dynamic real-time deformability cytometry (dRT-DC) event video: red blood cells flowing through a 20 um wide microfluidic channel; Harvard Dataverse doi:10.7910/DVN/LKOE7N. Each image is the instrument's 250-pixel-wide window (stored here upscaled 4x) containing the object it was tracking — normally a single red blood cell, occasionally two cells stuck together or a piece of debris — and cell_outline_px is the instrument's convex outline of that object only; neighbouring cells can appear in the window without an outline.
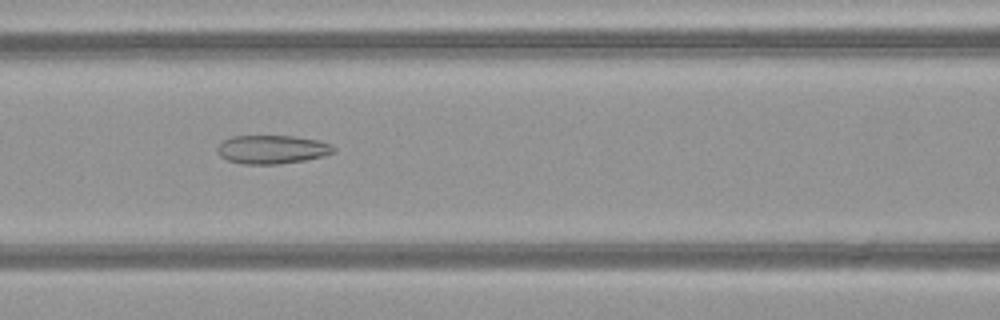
{"species": "common noctule bat (a hibernating species)", "species_latin": "Nyctalus noctula", "temperature_condition": "warm", "stored_images_in_passage": 51, "camera_frame_rate_fps": 3000, "um_per_image_px": 0.085, "animal": {"sex": "female", "body_mass_g": 21.9}, "frame": {"image": 1, "passage_image": 23, "time_ms": 7.333, "image_size_px": [1000, 320], "cell_outline_px": [[336, 152], [324, 156], [304, 160], [276, 164], [244, 164], [228, 160], [220, 156], [216, 148], [224, 140], [232, 136], [292, 136], [320, 140], [332, 144], [336, 148]], "centroid_in_image_um": [23.17, 12.7], "position_along_channel_um": 143.4, "area_um2": 19.42}}
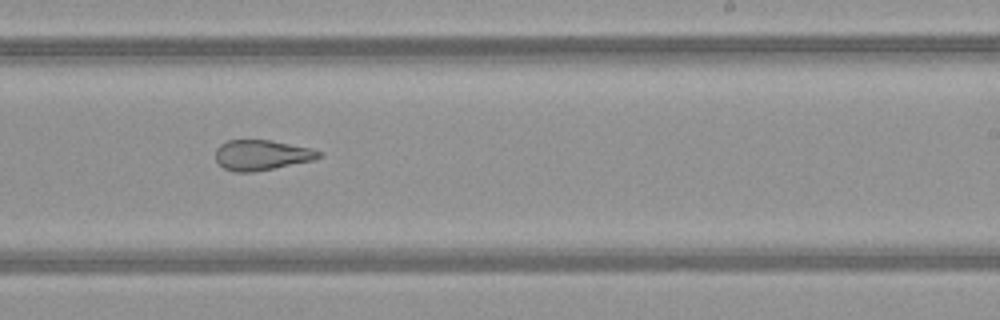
{"frame": {"image": 2, "passage_image": 32, "time_ms": 10.333, "image_size_px": [1000, 320], "cell_outline_px": [[324, 156], [312, 160], [252, 172], [232, 172], [224, 168], [216, 160], [216, 148], [220, 144], [228, 140], [272, 140], [312, 148], [324, 152]], "centroid_in_image_um": [22.26, 13.17], "position_along_channel_um": 266.7, "area_um2": 18.26}}
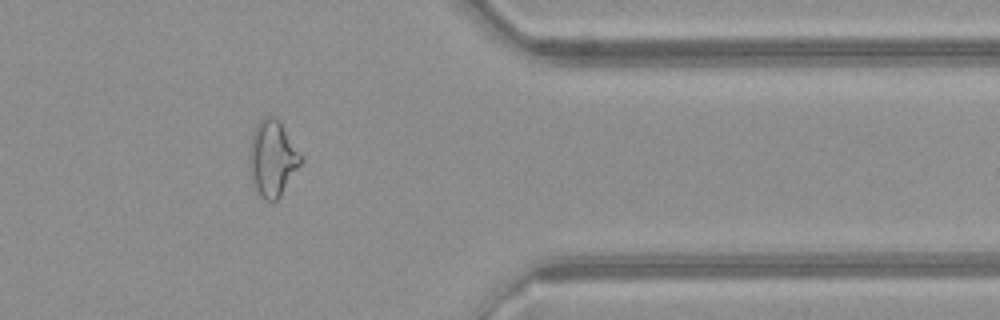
{"frame": {"image": 3, "passage_image": 42, "time_ms": 13.667, "image_size_px": [1000, 320], "cell_outline_px": [[304, 160], [280, 196], [272, 204], [264, 200], [256, 192], [248, 168], [248, 156], [252, 136], [256, 124], [264, 116], [276, 116], [280, 120], [300, 152]], "centroid_in_image_um": [23.15, 13.47], "position_along_channel_um": 388.2, "area_um2": 23.29}, "authors_computed_cell_mechanics": {"area_um2": 23.2934, "velocity_mm_per_s": 4.1154, "shape_relaxation_time_tau1_ms": null, "shape_relaxation_time_tau2_ms": 1.9484, "deformation_change_tau1": null, "deformation_change_tau2": 0.1188}}